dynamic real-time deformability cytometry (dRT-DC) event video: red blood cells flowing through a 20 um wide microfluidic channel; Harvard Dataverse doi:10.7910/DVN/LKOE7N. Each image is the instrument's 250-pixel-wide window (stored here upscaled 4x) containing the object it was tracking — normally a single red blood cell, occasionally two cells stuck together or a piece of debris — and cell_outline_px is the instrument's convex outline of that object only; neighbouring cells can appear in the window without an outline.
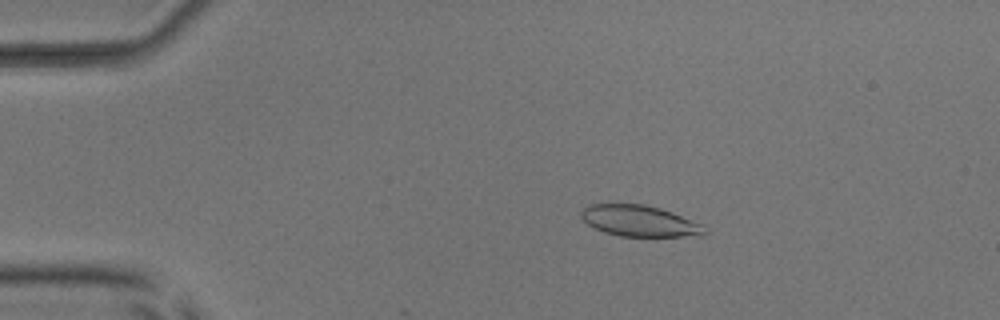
{"species": "common noctule bat (a hibernating species)", "species_latin": "Nyctalus noctula", "temperature_condition": "room temperature", "stored_images_in_passage": 8, "camera_frame_rate_fps": 3000, "um_per_image_px": 0.085, "animal": {"sex": "male", "body_mass_g": 17.9, "forearm_length_mm": 54.2}, "frame": {"image": 1, "passage_image": 6, "time_ms": 1.667, "image_size_px": [1000, 320], "cell_outline_px": [[708, 232], [704, 236], [620, 236], [604, 232], [588, 224], [580, 216], [580, 212], [588, 204], [608, 200], [644, 204], [660, 208], [672, 212], [700, 224]], "centroid_in_image_um": [54.27, 18.72], "position_along_channel_um": 30.7, "area_um2": 23.06}}